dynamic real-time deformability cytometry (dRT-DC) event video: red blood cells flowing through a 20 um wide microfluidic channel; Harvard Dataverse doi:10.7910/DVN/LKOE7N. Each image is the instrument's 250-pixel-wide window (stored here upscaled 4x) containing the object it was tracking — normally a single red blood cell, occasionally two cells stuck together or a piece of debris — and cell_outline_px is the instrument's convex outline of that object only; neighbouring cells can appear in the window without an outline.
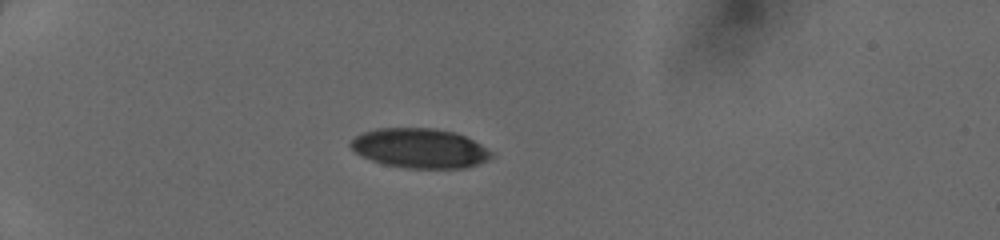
{"species": "human", "species_latin": "Homo sapiens", "temperature_condition": "cold", "stored_images_in_passage": 35, "camera_frame_rate_fps": 3000, "um_per_image_px": 0.085, "donor": {"sex": "female"}, "frame": {"image": 1, "passage_image": 1, "time_ms": 0.0, "image_size_px": [1000, 240], "cell_outline_px": [[496, 156], [488, 160], [464, 168], [408, 168], [384, 164], [372, 160], [356, 152], [348, 144], [356, 136], [364, 132], [380, 128], [432, 128], [456, 132], [480, 144], [492, 152]], "centroid_in_image_um": [35.71, 12.6], "position_along_channel_um": 49.3, "area_um2": 32.25}}
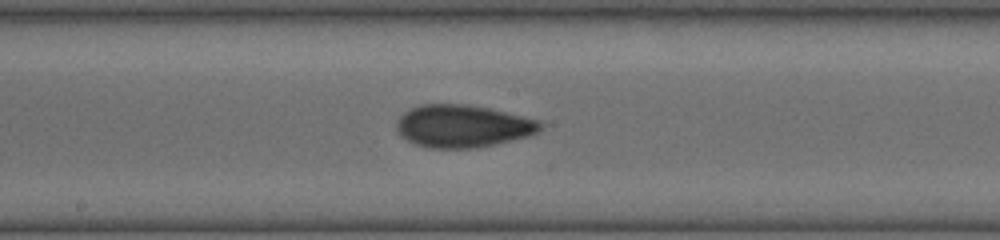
{"frame": {"image": 2, "passage_image": 15, "time_ms": 4.667, "image_size_px": [1000, 240], "cell_outline_px": [[544, 128], [540, 132], [532, 136], [476, 148], [432, 148], [416, 144], [400, 136], [396, 128], [396, 120], [404, 112], [420, 104], [468, 104], [488, 108], [540, 120], [544, 124]], "centroid_in_image_um": [39.38, 10.72], "position_along_channel_um": 208.8, "area_um2": 35.95}}
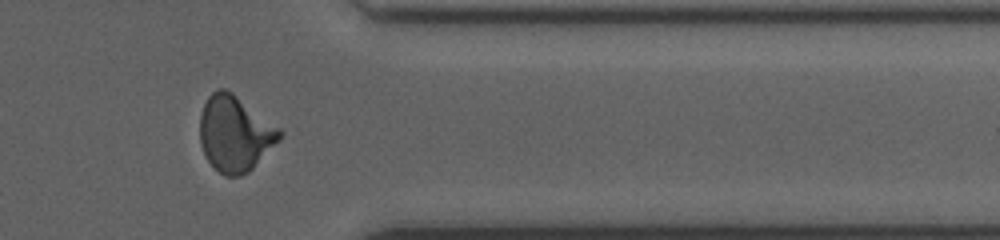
{"frame": {"image": 3, "passage_image": 28, "time_ms": 9.0, "image_size_px": [1000, 240], "cell_outline_px": [[284, 132], [280, 140], [248, 172], [240, 176], [224, 176], [208, 160], [200, 144], [200, 116], [204, 104], [208, 96], [212, 92], [220, 88], [224, 88], [232, 92], [280, 128]], "centroid_in_image_um": [19.97, 11.35], "position_along_channel_um": 391.4, "area_um2": 34.97}}